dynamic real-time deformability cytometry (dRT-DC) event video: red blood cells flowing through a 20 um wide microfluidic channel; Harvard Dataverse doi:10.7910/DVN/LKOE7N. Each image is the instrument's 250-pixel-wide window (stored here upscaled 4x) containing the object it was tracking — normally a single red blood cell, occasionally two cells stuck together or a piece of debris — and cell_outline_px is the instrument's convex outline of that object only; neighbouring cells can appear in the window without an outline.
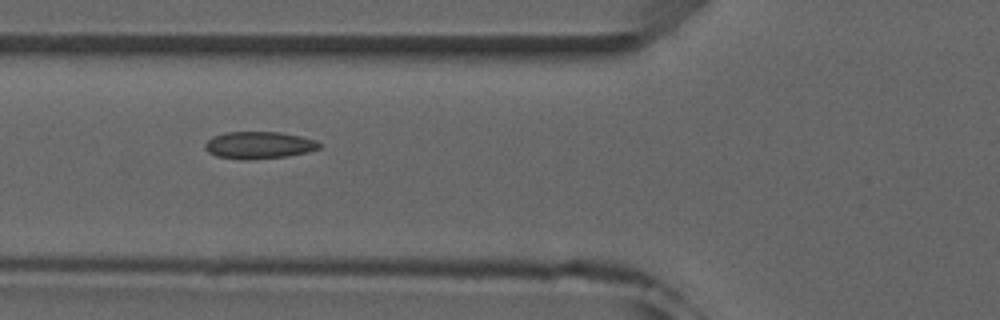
{"species": "common noctule bat (a hibernating species)", "species_latin": "Nyctalus noctula", "temperature_condition": "room temperature", "stored_images_in_passage": 9, "camera_frame_rate_fps": 3000, "um_per_image_px": 0.085, "animal": {"sex": "male", "forearm_length_mm": 52.5}, "frame": {"image": 1, "passage_image": 6, "time_ms": 5.667, "image_size_px": [1000, 320], "cell_outline_px": [[320, 148], [308, 152], [288, 156], [216, 156], [208, 152], [204, 148], [204, 144], [212, 136], [228, 132], [280, 132], [300, 136], [316, 140], [320, 144]], "centroid_in_image_um": [22.04, 12.27], "position_along_channel_um": 103.8, "area_um2": 17.05}}
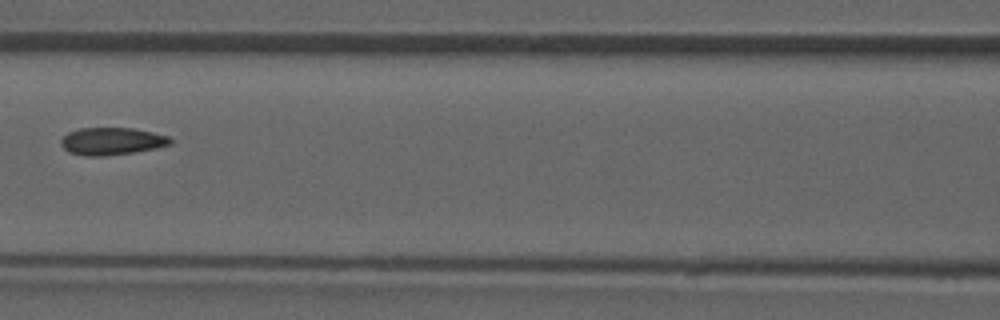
{"frame": {"image": 2, "passage_image": 7, "time_ms": 7.0, "image_size_px": [1000, 320], "cell_outline_px": [[172, 144], [156, 148], [132, 152], [100, 156], [84, 156], [68, 152], [60, 144], [60, 140], [68, 132], [80, 128], [136, 128], [168, 136], [172, 140]], "centroid_in_image_um": [9.49, 12.0], "position_along_channel_um": 157.1, "area_um2": 17.46}}